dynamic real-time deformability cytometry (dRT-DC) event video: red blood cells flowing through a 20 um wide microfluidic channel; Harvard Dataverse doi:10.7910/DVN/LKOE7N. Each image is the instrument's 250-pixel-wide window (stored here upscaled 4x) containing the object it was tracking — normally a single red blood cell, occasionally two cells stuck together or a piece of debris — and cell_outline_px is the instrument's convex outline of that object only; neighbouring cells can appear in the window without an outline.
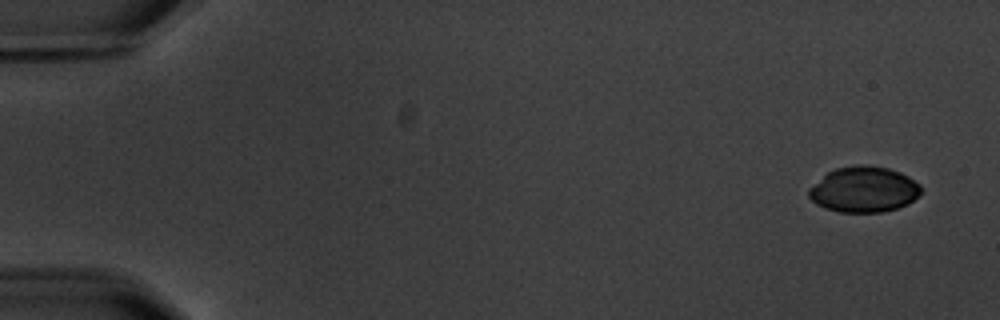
{"species": "common noctule bat (a hibernating species)", "species_latin": "Nyctalus noctula", "temperature_condition": "warm", "stored_images_in_passage": 10, "camera_frame_rate_fps": 3000, "um_per_image_px": 0.085, "animal": {"sex": "male", "body_mass_g": 20.1, "forearm_length_mm": 53.5}, "frame": {"image": 1, "passage_image": 1, "time_ms": 0.0, "image_size_px": [1000, 320], "cell_outline_px": [[920, 192], [912, 200], [896, 208], [880, 212], [840, 212], [824, 208], [816, 204], [808, 196], [808, 188], [828, 172], [836, 168], [860, 164], [868, 164], [888, 168], [900, 172], [908, 176], [920, 184]], "centroid_in_image_um": [73.39, 16.09], "position_along_channel_um": 11.6, "area_um2": 29.71}}